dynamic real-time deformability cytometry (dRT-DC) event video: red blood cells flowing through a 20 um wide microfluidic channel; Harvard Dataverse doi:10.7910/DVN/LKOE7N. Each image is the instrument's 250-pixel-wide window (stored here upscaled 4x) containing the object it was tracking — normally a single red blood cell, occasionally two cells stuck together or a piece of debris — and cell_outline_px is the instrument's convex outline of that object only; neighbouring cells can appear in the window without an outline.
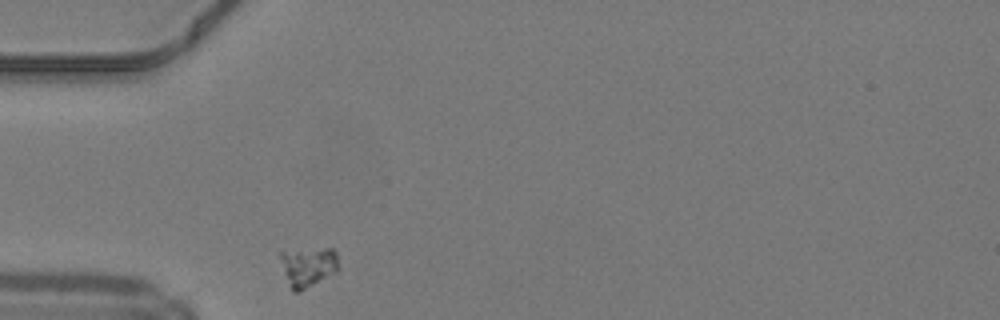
{"species": "common noctule bat (a hibernating species)", "species_latin": "Nyctalus noctula", "temperature_condition": "warm", "stored_images_in_passage": 38, "camera_frame_rate_fps": 3000, "um_per_image_px": 0.085, "animal": {"sex": "male", "body_mass_g": 19.2, "forearm_length_mm": 51.8}, "frame": {"image": 1, "passage_image": 1, "time_ms": 0.0, "image_size_px": [1000, 320], "cell_outline_px": [[340, 268], [336, 272], [300, 292], [292, 292], [284, 272], [280, 256], [280, 252], [324, 248], [332, 248], [336, 252]], "centroid_in_image_um": [26.23, 22.68], "position_along_channel_um": 58.8, "area_um2": 13.41}}
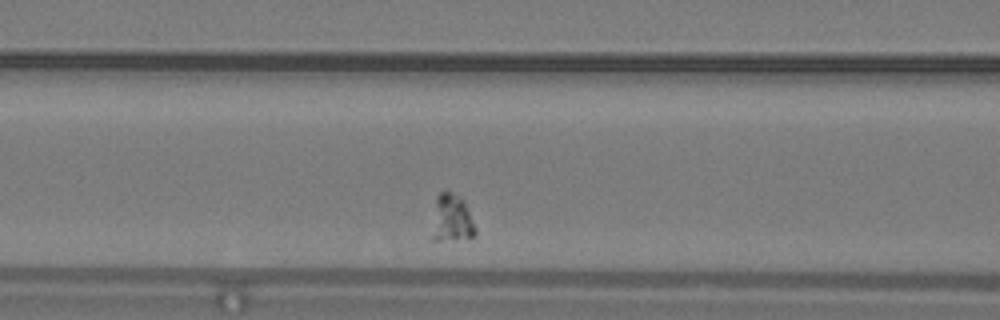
{"frame": {"image": 2, "passage_image": 7, "time_ms": 2.0, "image_size_px": [1000, 320], "cell_outline_px": [[476, 232], [472, 236], [440, 240], [432, 240], [432, 236], [436, 196], [440, 192], [452, 192], [460, 196], [464, 200], [476, 228]], "centroid_in_image_um": [38.4, 18.52], "position_along_channel_um": 128.2, "area_um2": 11.68}}
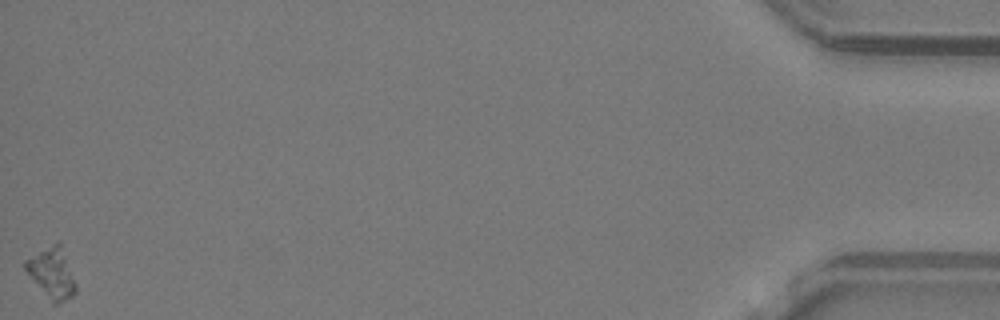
{"frame": {"image": 3, "passage_image": 38, "time_ms": 12.333, "image_size_px": [1000, 320], "cell_outline_px": [[76, 292], [72, 296], [56, 304], [52, 304], [24, 268], [24, 260], [60, 240], [76, 284]], "centroid_in_image_um": [4.42, 23.21], "position_along_channel_um": 430.8, "area_um2": 14.51}}